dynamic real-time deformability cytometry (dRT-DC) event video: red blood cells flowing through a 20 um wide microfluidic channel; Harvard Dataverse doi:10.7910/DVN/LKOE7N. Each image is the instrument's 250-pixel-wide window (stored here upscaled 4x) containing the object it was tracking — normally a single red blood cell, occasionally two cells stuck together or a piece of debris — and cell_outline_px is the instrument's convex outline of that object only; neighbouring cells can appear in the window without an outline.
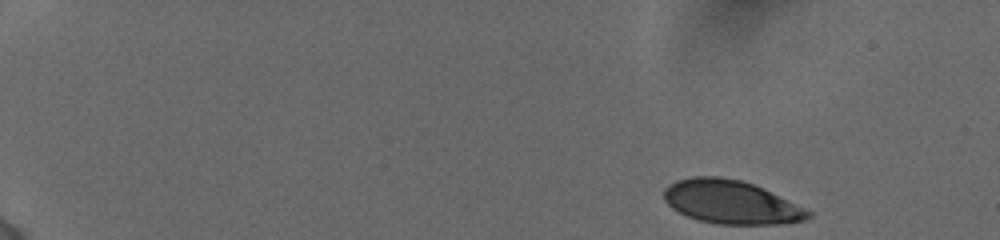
{"species": "human", "species_latin": "Homo sapiens", "temperature_condition": "cold", "stored_images_in_passage": 41, "camera_frame_rate_fps": 3000, "um_per_image_px": 0.085, "donor": {"sex": "female"}, "frame": {"image": 1, "passage_image": 1, "time_ms": 0.0, "image_size_px": [1000, 240], "cell_outline_px": [[812, 216], [804, 220], [776, 224], [716, 224], [700, 220], [688, 216], [672, 208], [664, 200], [664, 188], [668, 184], [676, 180], [692, 176], [720, 176], [740, 180], [764, 188], [808, 208], [812, 212]], "centroid_in_image_um": [62.16, 17.16], "position_along_channel_um": 22.8, "area_um2": 36.76}}
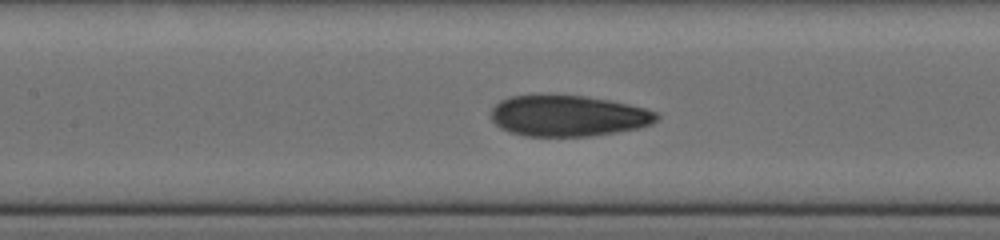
{"frame": {"image": 2, "passage_image": 21, "time_ms": 7.333, "image_size_px": [1000, 240], "cell_outline_px": [[660, 116], [652, 124], [640, 128], [616, 132], [588, 136], [524, 136], [508, 132], [500, 128], [492, 120], [492, 108], [500, 100], [512, 96], [584, 96], [608, 100], [628, 104], [660, 112]], "centroid_in_image_um": [48.32, 9.86], "position_along_channel_um": 159.1, "area_um2": 39.42}}
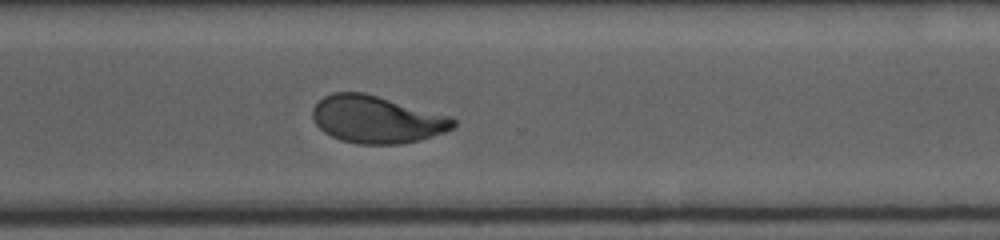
{"frame": {"image": 3, "passage_image": 41, "time_ms": 12.0, "image_size_px": [1000, 240], "cell_outline_px": [[456, 124], [452, 128], [444, 132], [416, 140], [400, 144], [360, 144], [340, 140], [324, 132], [316, 124], [312, 116], [312, 108], [324, 96], [332, 92], [364, 92], [452, 116], [456, 120]], "centroid_in_image_um": [32.01, 10.14], "position_along_channel_um": 338.6, "area_um2": 38.73}}